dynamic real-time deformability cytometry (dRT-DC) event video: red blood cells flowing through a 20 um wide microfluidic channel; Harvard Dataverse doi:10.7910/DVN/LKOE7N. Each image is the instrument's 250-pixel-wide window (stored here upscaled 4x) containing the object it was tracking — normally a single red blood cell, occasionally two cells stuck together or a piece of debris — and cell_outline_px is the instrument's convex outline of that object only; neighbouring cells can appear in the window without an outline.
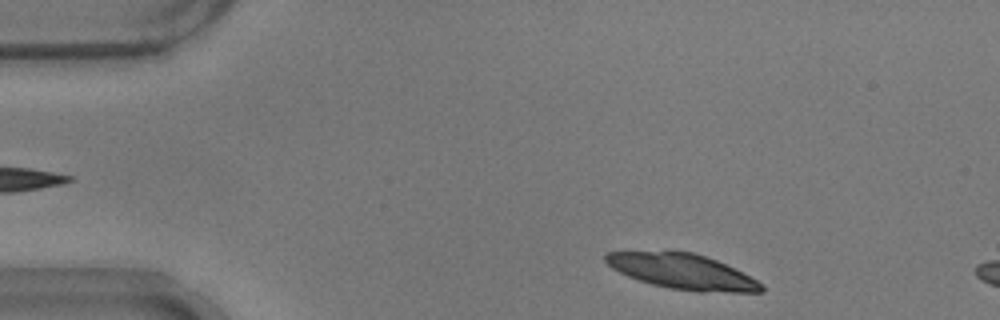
{"species": "common noctule bat (a hibernating species)", "species_latin": "Nyctalus noctula", "temperature_condition": "warm", "stored_images_in_passage": 7, "camera_frame_rate_fps": 3000, "um_per_image_px": 0.085, "animal": {"sex": "male", "body_mass_g": 17.9}, "frame": {"image": 1, "passage_image": 2, "time_ms": 0.333, "image_size_px": [1000, 320], "cell_outline_px": [[764, 292], [696, 292], [668, 288], [652, 284], [628, 276], [612, 268], [604, 260], [604, 252], [692, 252], [716, 260], [764, 284]], "centroid_in_image_um": [58.0, 23.1], "position_along_channel_um": 27.0, "area_um2": 31.5}}